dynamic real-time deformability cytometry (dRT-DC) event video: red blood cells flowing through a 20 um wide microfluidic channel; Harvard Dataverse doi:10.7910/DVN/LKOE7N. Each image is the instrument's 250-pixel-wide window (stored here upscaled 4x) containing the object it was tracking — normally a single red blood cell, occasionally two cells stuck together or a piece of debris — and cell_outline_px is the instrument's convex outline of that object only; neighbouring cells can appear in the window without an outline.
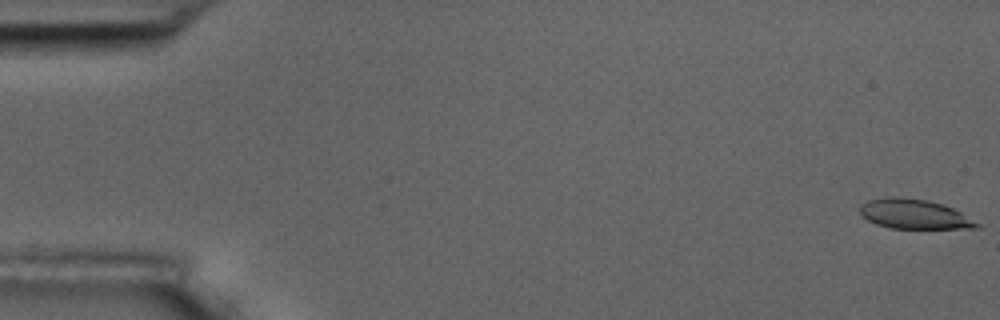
{"species": "common noctule bat (a hibernating species)", "species_latin": "Nyctalus noctula", "temperature_condition": "room temperature", "stored_images_in_passage": 57, "camera_frame_rate_fps": 3000, "um_per_image_px": 0.085, "animal": {"sex": "male", "body_mass_g": 17.5, "forearm_length_mm": 52.3}, "frame": {"image": 1, "passage_image": 1, "time_ms": 0.0, "image_size_px": [1000, 320], "cell_outline_px": [[980, 228], [888, 228], [876, 224], [860, 216], [860, 204], [868, 200], [888, 196], [896, 196], [928, 200], [944, 204], [960, 212], [980, 224]], "centroid_in_image_um": [77.66, 18.19], "position_along_channel_um": 7.3, "area_um2": 20.29}}
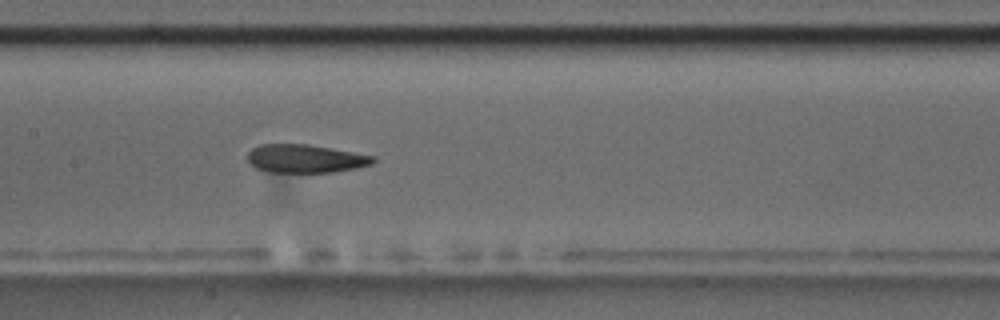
{"frame": {"image": 2, "passage_image": 28, "time_ms": 9.0, "image_size_px": [1000, 320], "cell_outline_px": [[376, 160], [372, 164], [356, 168], [332, 172], [268, 172], [256, 168], [248, 160], [248, 152], [252, 148], [260, 144], [308, 144], [376, 156]], "centroid_in_image_um": [25.97, 13.48], "position_along_channel_um": 181.4, "area_um2": 20.69}}
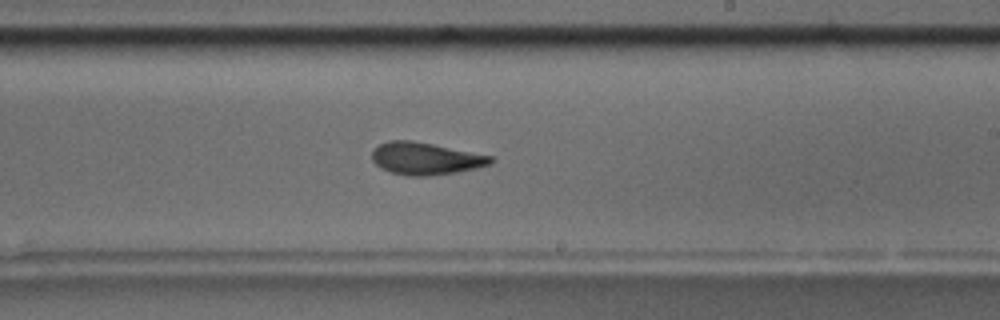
{"frame": {"image": 3, "passage_image": 34, "time_ms": 11.0, "image_size_px": [1000, 320], "cell_outline_px": [[496, 160], [492, 164], [476, 168], [456, 172], [428, 176], [408, 176], [392, 172], [376, 164], [372, 160], [372, 152], [380, 144], [388, 140], [412, 140], [492, 156]], "centroid_in_image_um": [36.2, 13.47], "position_along_channel_um": 252.8, "area_um2": 22.14}, "authors_computed_cell_mechanics": {"area_um2": 22.1374, "velocity_mm_per_s": 3.5869, "shape_relaxation_time_tau1_ms": null, "shape_relaxation_time_tau2_ms": 3.6272, "deformation_change_tau1": null, "deformation_change_tau2": 0.1016}}